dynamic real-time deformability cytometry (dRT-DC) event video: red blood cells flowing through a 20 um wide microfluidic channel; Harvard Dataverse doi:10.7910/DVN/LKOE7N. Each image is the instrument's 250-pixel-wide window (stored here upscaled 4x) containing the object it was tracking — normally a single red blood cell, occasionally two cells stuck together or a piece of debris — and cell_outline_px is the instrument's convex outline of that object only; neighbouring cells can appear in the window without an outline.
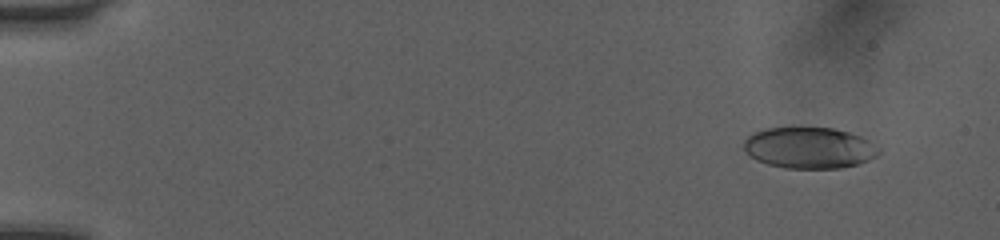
{"species": "human", "species_latin": "Homo sapiens", "temperature_condition": "room temperature", "stored_images_in_passage": 9, "camera_frame_rate_fps": 3000, "um_per_image_px": 0.085, "donor": {"sex": "female"}, "frame": {"image": 1, "passage_image": 2, "time_ms": 0.333, "image_size_px": [1000, 240], "cell_outline_px": [[880, 152], [876, 156], [868, 160], [856, 164], [840, 168], [784, 168], [768, 164], [756, 160], [744, 148], [744, 140], [752, 132], [768, 128], [832, 128], [848, 132], [860, 136], [868, 140], [880, 148]], "centroid_in_image_um": [68.79, 12.57], "position_along_channel_um": 16.2, "area_um2": 32.19}}
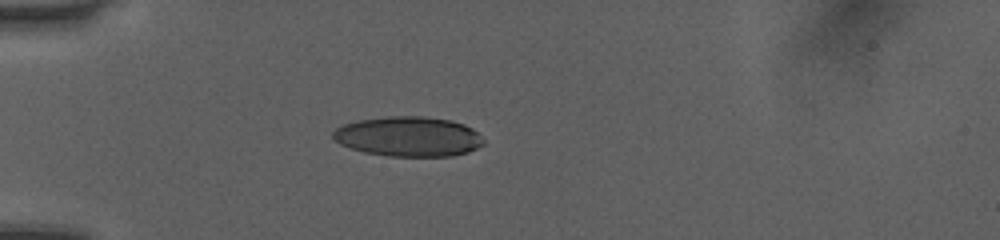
{"frame": {"image": 2, "passage_image": 6, "time_ms": 1.667, "image_size_px": [1000, 240], "cell_outline_px": [[484, 144], [468, 152], [452, 156], [388, 156], [364, 152], [340, 144], [332, 136], [332, 132], [336, 128], [344, 124], [360, 120], [388, 116], [424, 116], [452, 120], [464, 124], [472, 128], [484, 140]], "centroid_in_image_um": [34.73, 11.6], "position_along_channel_um": 50.3, "area_um2": 34.97}}
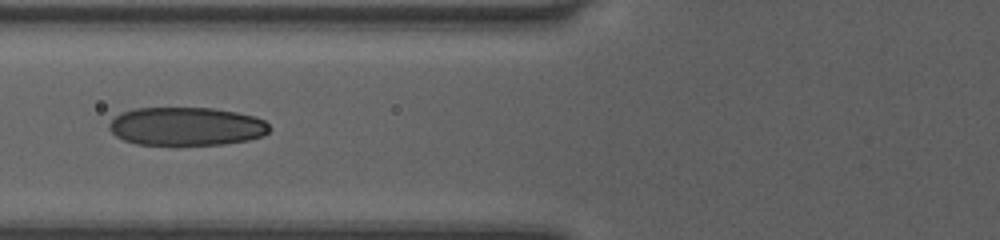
{"frame": {"image": 3, "passage_image": 8, "time_ms": 2.333, "image_size_px": [1000, 240], "cell_outline_px": [[272, 128], [264, 136], [248, 140], [224, 144], [136, 144], [124, 140], [116, 136], [108, 128], [108, 124], [120, 112], [136, 108], [212, 108], [236, 112], [252, 116], [264, 120]], "centroid_in_image_um": [15.84, 10.73], "position_along_channel_um": 110.0, "area_um2": 35.78}}